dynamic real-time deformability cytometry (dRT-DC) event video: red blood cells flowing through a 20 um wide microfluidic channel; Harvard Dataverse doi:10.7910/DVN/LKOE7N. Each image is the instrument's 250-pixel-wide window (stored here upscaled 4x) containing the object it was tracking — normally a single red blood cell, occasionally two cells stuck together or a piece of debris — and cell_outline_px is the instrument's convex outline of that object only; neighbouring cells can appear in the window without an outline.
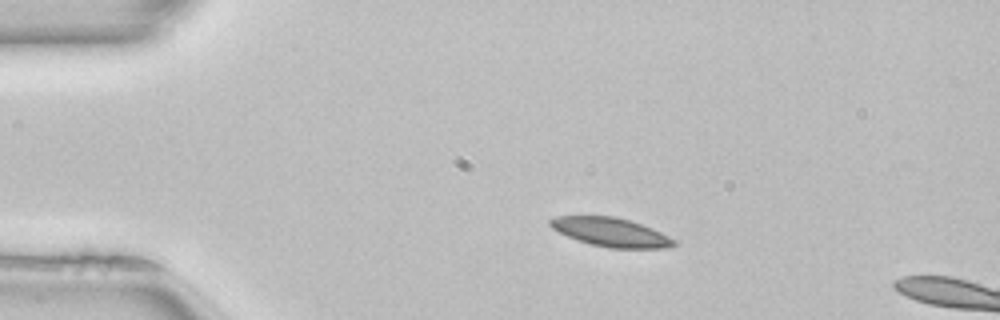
{"species": "common noctule bat (a hibernating species)", "species_latin": "Nyctalus noctula", "temperature_condition": "room temperature", "stored_images_in_passage": 6, "camera_frame_rate_fps": 3000, "um_per_image_px": 0.085, "animal": {"sex": "female", "body_mass_g": 22.7, "forearm_length_mm": 54.2}, "frame": {"image": 1, "passage_image": 1, "time_ms": 0.0, "image_size_px": [1000, 320], "cell_outline_px": [[676, 244], [664, 248], [608, 248], [592, 244], [568, 236], [552, 228], [548, 224], [548, 220], [556, 216], [612, 216], [628, 220], [652, 228], [676, 240]], "centroid_in_image_um": [51.91, 19.73], "position_along_channel_um": 33.1, "area_um2": 20.46}}